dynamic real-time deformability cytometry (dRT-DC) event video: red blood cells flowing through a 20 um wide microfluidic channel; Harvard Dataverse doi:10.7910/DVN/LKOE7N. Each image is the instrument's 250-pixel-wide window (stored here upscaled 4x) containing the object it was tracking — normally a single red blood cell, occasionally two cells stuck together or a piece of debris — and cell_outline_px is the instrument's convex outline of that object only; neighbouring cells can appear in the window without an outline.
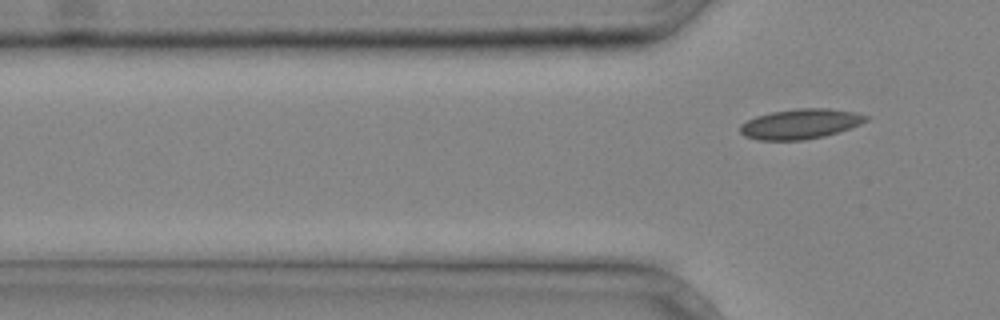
{"species": "common noctule bat (a hibernating species)", "species_latin": "Nyctalus noctula", "temperature_condition": "cold", "stored_images_in_passage": 5, "segment_of_instrument_passage": [2, 2], "camera_frame_rate_fps": 3000, "um_per_image_px": 0.085, "animal": {"sex": "male", "body_mass_g": 20.4}, "frame": {"image": 1, "passage_image": 5, "time_ms": 1.333, "image_size_px": [1000, 320], "cell_outline_px": [[868, 120], [860, 124], [824, 136], [804, 140], [760, 140], [744, 136], [740, 132], [740, 124], [756, 116], [772, 112], [796, 108], [828, 108], [856, 112], [868, 116]], "centroid_in_image_um": [68.02, 10.52], "position_along_channel_um": 57.8, "area_um2": 21.91}}